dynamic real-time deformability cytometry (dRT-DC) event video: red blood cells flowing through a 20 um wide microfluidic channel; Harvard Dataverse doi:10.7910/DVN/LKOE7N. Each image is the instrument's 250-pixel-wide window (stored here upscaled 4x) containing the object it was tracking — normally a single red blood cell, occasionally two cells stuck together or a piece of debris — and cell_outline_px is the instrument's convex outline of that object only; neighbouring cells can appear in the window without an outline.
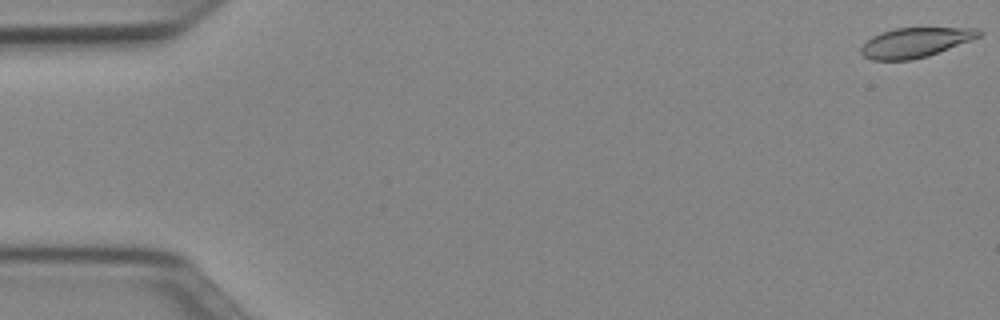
{"species": "Egyptian fruit bat (a non-hibernating species)", "species_latin": "Rousettus aegyptiacus", "temperature_condition": "cold", "stored_images_in_passage": 53, "segment_of_instrument_passage": [1, 2], "camera_frame_rate_fps": 3000, "um_per_image_px": 0.085, "animal": {"sex": "female"}, "frame": {"image": 1, "passage_image": 1, "time_ms": 0.0, "image_size_px": [1000, 320], "cell_outline_px": [[984, 32], [980, 36], [972, 40], [928, 56], [912, 60], [872, 60], [864, 56], [860, 52], [860, 48], [872, 36], [880, 32], [896, 28], [980, 28]], "centroid_in_image_um": [77.82, 3.61], "position_along_channel_um": 7.2, "area_um2": 20.46}}
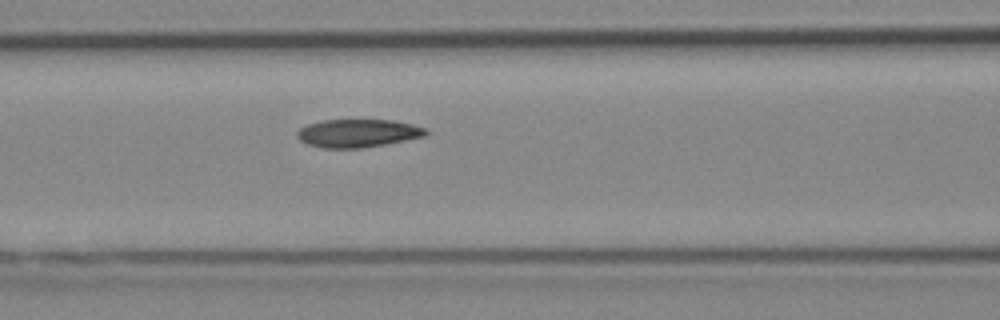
{"frame": {"image": 2, "passage_image": 22, "time_ms": 7.0, "image_size_px": [1000, 320], "cell_outline_px": [[428, 132], [424, 136], [384, 144], [360, 148], [324, 148], [308, 144], [300, 140], [296, 136], [296, 132], [300, 128], [308, 124], [324, 120], [392, 120], [412, 124], [428, 128]], "centroid_in_image_um": [30.41, 11.32], "position_along_channel_um": 136.2, "area_um2": 20.92}}
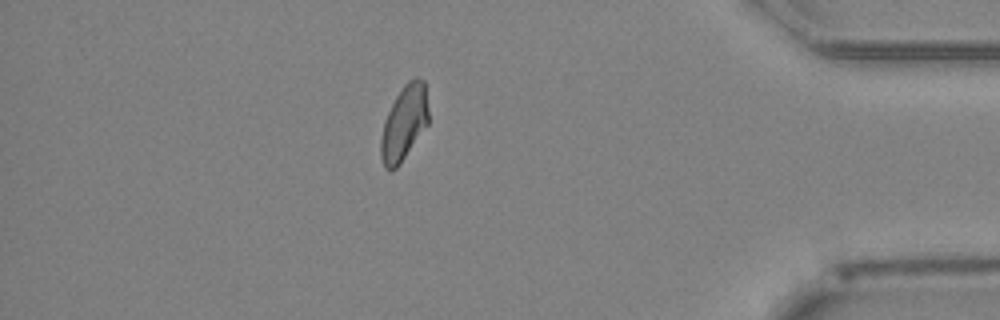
{"frame": {"image": 3, "passage_image": 45, "time_ms": 14.667, "image_size_px": [1000, 320], "cell_outline_px": [[428, 124], [400, 164], [396, 168], [384, 168], [380, 156], [380, 140], [384, 120], [396, 96], [404, 84], [408, 80], [416, 76], [424, 80], [428, 108]], "centroid_in_image_um": [34.34, 10.44], "position_along_channel_um": 400.9, "area_um2": 20.75}}